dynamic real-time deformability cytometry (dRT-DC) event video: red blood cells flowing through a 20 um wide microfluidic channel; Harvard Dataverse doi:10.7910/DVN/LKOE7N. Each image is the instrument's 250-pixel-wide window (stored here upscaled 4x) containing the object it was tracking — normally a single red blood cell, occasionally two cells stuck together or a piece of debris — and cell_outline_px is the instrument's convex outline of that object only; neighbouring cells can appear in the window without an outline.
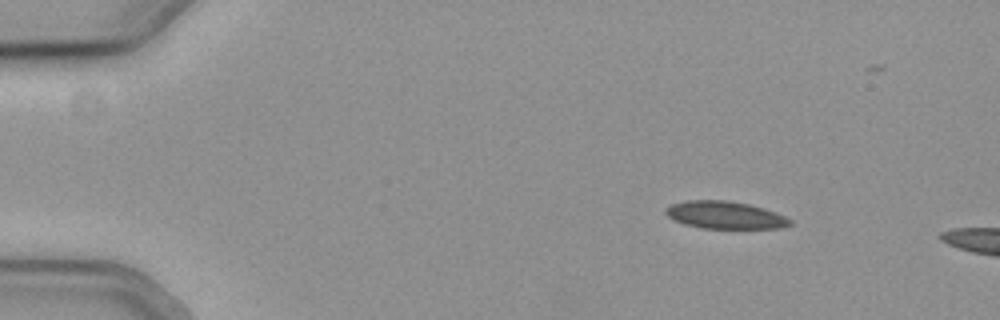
{"species": "common noctule bat (a hibernating species)", "species_latin": "Nyctalus noctula", "temperature_condition": "cold", "stored_images_in_passage": 6, "camera_frame_rate_fps": 3000, "um_per_image_px": 0.085, "animal": {"sex": "female", "body_mass_g": 19.3, "forearm_length_mm": 54.1}, "frame": {"image": 1, "passage_image": 1, "time_ms": 0.0, "image_size_px": [1000, 320], "cell_outline_px": [[792, 224], [784, 228], [700, 228], [684, 224], [668, 216], [664, 212], [664, 208], [672, 204], [688, 200], [728, 200], [748, 204], [764, 208], [776, 212], [792, 220]], "centroid_in_image_um": [61.64, 18.28], "position_along_channel_um": 23.4, "area_um2": 19.94}}